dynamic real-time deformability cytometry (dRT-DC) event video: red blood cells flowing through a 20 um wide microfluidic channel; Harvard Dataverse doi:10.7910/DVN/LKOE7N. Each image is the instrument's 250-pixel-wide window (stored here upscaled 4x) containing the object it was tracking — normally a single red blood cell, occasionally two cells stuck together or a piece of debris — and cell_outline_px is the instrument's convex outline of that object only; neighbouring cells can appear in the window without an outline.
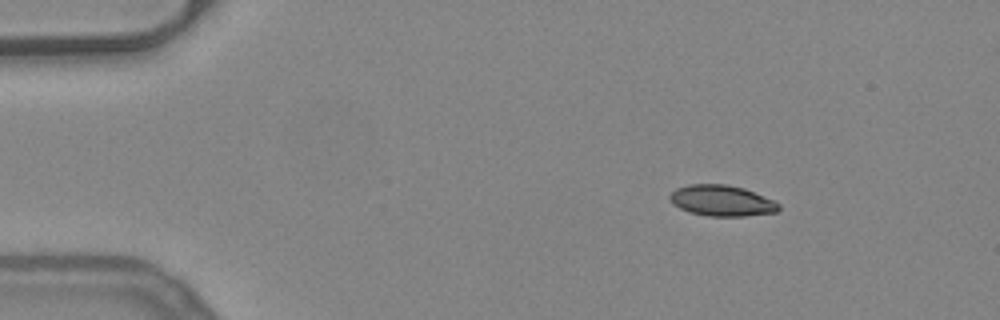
{"species": "common noctule bat (a hibernating species)", "species_latin": "Nyctalus noctula", "temperature_condition": "warm", "stored_images_in_passage": 45, "camera_frame_rate_fps": 3000, "um_per_image_px": 0.085, "animal": {"sex": "female", "body_mass_g": 24.6, "forearm_length_mm": 56.2}, "frame": {"image": 1, "passage_image": 1, "time_ms": 0.0, "image_size_px": [1000, 320], "cell_outline_px": [[780, 208], [776, 212], [744, 216], [708, 216], [688, 212], [672, 204], [668, 200], [668, 196], [676, 188], [688, 184], [728, 184], [744, 188], [772, 200], [780, 204]], "centroid_in_image_um": [61.3, 17.05], "position_along_channel_um": 23.7, "area_um2": 19.71}}
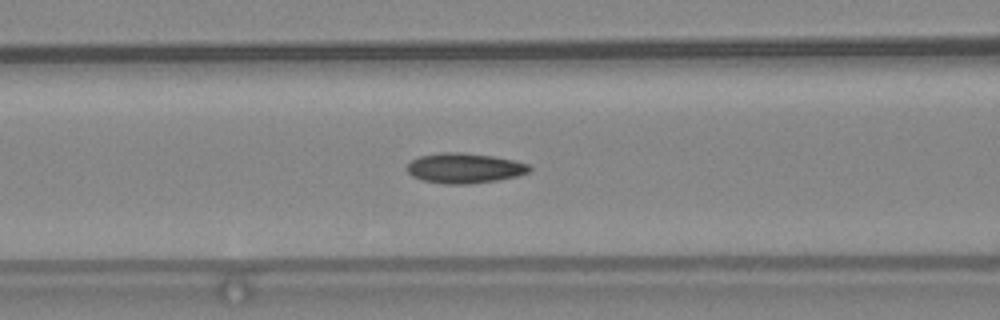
{"frame": {"image": 2, "passage_image": 15, "time_ms": 4.667, "image_size_px": [1000, 320], "cell_outline_px": [[532, 168], [528, 172], [516, 176], [500, 180], [468, 184], [444, 184], [424, 180], [412, 176], [408, 172], [408, 164], [412, 160], [420, 156], [444, 152], [460, 152], [492, 156], [512, 160], [528, 164]], "centroid_in_image_um": [39.49, 14.3], "position_along_channel_um": 127.1, "area_um2": 21.27}}
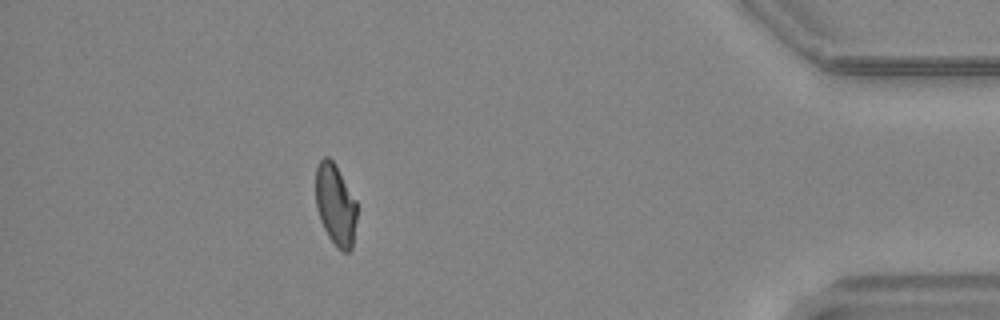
{"frame": {"image": 3, "passage_image": 40, "time_ms": 13.0, "image_size_px": [1000, 320], "cell_outline_px": [[356, 220], [352, 248], [348, 252], [340, 252], [336, 248], [328, 236], [320, 220], [316, 208], [316, 168], [320, 160], [324, 156], [328, 156], [336, 164], [356, 200]], "centroid_in_image_um": [28.51, 17.41], "position_along_channel_um": 406.7, "area_um2": 19.77}, "authors_computed_cell_mechanics": {"area_um2": 20.4034, "velocity_mm_per_s": 3.9645, "shape_relaxation_time_tau1_ms": null, "shape_relaxation_time_tau2_ms": 3.1766, "deformation_change_tau1": null, "deformation_change_tau2": 0.09}}